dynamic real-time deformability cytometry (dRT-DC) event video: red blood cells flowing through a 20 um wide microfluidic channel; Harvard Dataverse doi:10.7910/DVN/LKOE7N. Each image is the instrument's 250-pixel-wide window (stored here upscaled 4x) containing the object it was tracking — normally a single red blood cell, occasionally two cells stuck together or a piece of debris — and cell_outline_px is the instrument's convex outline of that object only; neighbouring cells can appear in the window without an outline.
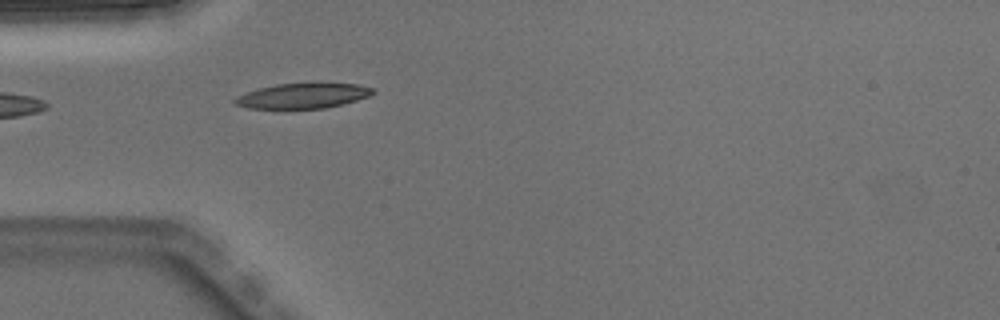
{"species": "Egyptian fruit bat (a non-hibernating species)", "species_latin": "Rousettus aegyptiacus", "temperature_condition": "warm", "stored_images_in_passage": 5, "segment_of_instrument_passage": [2, 2], "camera_frame_rate_fps": 3000, "um_per_image_px": 0.085, "animal": {"sex": "male"}, "frame": {"image": 1, "passage_image": 5, "time_ms": 1.333, "image_size_px": [1000, 320], "cell_outline_px": [[376, 92], [368, 96], [356, 100], [324, 108], [248, 108], [236, 104], [232, 100], [236, 96], [260, 88], [276, 84], [360, 84], [372, 88]], "centroid_in_image_um": [25.73, 8.14], "position_along_channel_um": 59.3, "area_um2": 19.65}}